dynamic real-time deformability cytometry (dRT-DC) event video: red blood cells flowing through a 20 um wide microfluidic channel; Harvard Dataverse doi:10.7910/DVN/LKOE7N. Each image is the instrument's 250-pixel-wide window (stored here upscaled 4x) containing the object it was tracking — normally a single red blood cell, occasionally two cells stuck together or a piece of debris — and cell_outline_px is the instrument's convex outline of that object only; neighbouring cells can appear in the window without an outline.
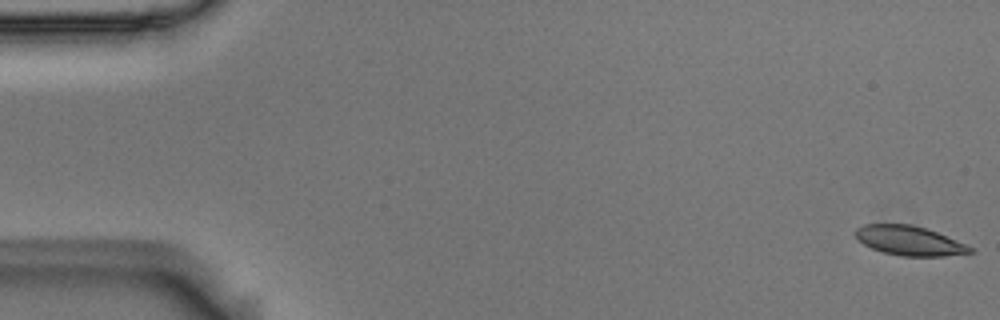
{"species": "Egyptian fruit bat (a non-hibernating species)", "species_latin": "Rousettus aegyptiacus", "temperature_condition": "room temperature", "stored_images_in_passage": 55, "camera_frame_rate_fps": 3000, "um_per_image_px": 0.085, "animal": {"sex": "male"}, "frame": {"image": 1, "passage_image": 1, "time_ms": 0.0, "image_size_px": [1000, 320], "cell_outline_px": [[976, 252], [944, 256], [900, 256], [884, 252], [872, 248], [864, 244], [856, 236], [856, 228], [864, 224], [912, 224], [936, 232], [964, 244], [972, 248]], "centroid_in_image_um": [77.29, 20.46], "position_along_channel_um": 7.7, "area_um2": 19.36}}
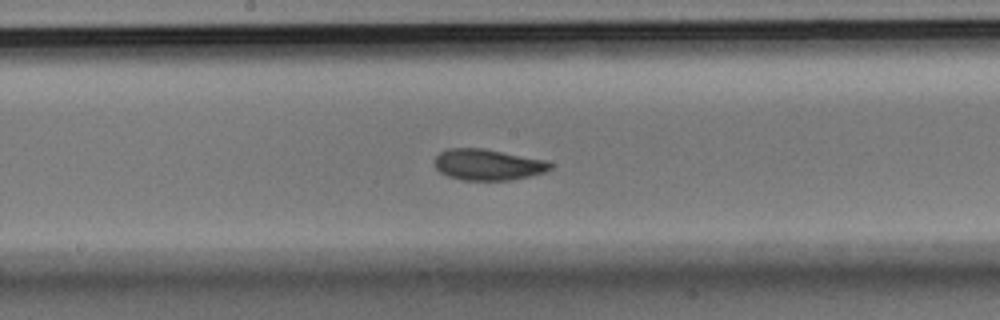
{"frame": {"image": 2, "passage_image": 29, "time_ms": 9.333, "image_size_px": [1000, 320], "cell_outline_px": [[552, 168], [544, 172], [512, 180], [460, 180], [448, 176], [440, 172], [436, 168], [432, 160], [440, 152], [448, 148], [484, 148], [548, 160], [552, 164]], "centroid_in_image_um": [41.45, 13.99], "position_along_channel_um": 206.7, "area_um2": 21.21}}
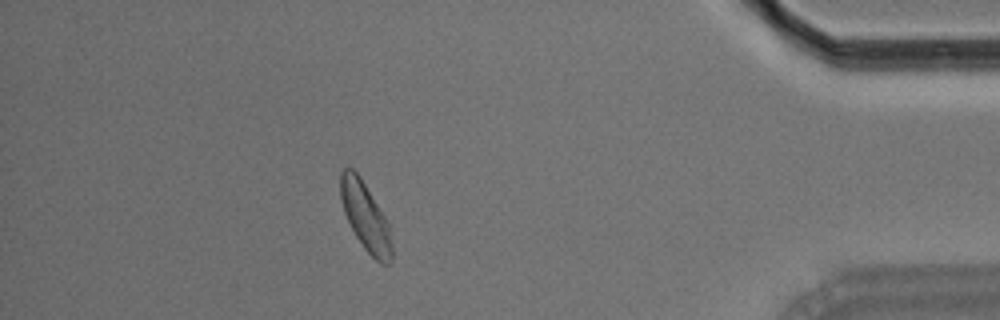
{"frame": {"image": 3, "passage_image": 49, "time_ms": 16.0, "image_size_px": [1000, 320], "cell_outline_px": [[392, 260], [388, 264], [380, 264], [364, 248], [356, 236], [344, 212], [340, 200], [340, 172], [344, 168], [352, 168], [360, 176], [388, 220], [392, 244]], "centroid_in_image_um": [31.07, 18.4], "position_along_channel_um": 404.1, "area_um2": 20.46}, "authors_computed_cell_mechanics": {"area_um2": 20.808, "velocity_mm_per_s": 3.6408, "shape_relaxation_time_tau1_ms": 3.401, "shape_relaxation_time_tau2_ms": null, "deformation_change_tau1": 0.1221, "deformation_change_tau2": null}}